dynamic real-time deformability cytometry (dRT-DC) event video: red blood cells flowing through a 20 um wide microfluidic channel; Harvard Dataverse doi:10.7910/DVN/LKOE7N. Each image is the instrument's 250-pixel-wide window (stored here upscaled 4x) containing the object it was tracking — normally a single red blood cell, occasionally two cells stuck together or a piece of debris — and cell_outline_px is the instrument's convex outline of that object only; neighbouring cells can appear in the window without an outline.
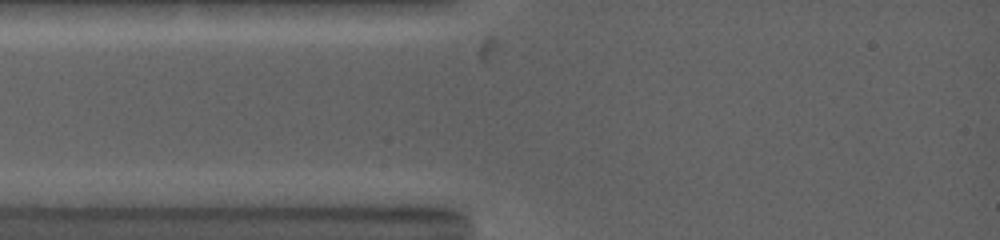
{"species": "common noctule bat (a hibernating species)", "species_latin": "Nyctalus noctula", "temperature_condition": "warm", "stored_images_in_passage": 3, "camera_frame_rate_fps": 5000, "um_per_image_px": 0.085, "animal": {"sex": "female", "body_mass_g": 19.0, "forearm_length_mm": 53.3}, "frame": {"image": 1, "passage_image": 1, "time_ms": 0.0, "image_size_px": [1000, 240], "cell_outline_px": [[432, 164], [416, 168], [336, 168], [296, 164], [292, 160], [304, 156], [404, 156], [428, 160]], "centroid_in_image_um": [30.83, 13.76], "position_along_channel_um": 54.2, "area_um2": 10.46}}